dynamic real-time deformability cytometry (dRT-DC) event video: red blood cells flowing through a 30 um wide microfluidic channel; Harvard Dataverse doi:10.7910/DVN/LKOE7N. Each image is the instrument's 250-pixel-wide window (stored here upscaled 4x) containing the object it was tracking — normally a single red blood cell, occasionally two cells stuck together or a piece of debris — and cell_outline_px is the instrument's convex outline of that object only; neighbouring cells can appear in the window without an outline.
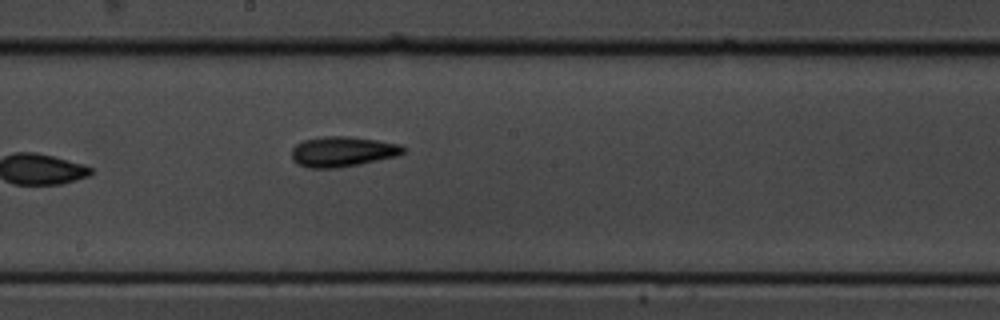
{"species": "common noctule bat (a hibernating species)", "species_latin": "Nyctalus noctula", "temperature_condition": "cold", "stored_images_in_passage": 9, "camera_frame_rate_fps": 3000, "um_per_image_px": 0.085, "animal": {"sex": "male", "body_mass_g": 19.5, "forearm_length_mm": 54.6}, "frame": {"image": 1, "passage_image": 9, "time_ms": 2.667, "image_size_px": [1000, 320], "cell_outline_px": [[408, 148], [404, 152], [396, 156], [360, 164], [336, 168], [308, 168], [296, 164], [292, 160], [292, 148], [296, 144], [304, 140], [324, 136], [348, 136], [376, 140], [400, 144]], "centroid_in_image_um": [29.1, 12.89], "position_along_channel_um": 219.1, "area_um2": 19.77}}